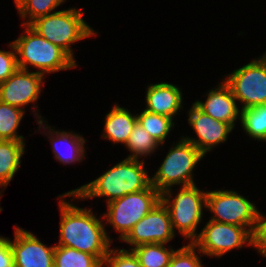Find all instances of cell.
Instances as JSON below:
<instances>
[{
    "instance_id": "1",
    "label": "cell",
    "mask_w": 266,
    "mask_h": 267,
    "mask_svg": "<svg viewBox=\"0 0 266 267\" xmlns=\"http://www.w3.org/2000/svg\"><path fill=\"white\" fill-rule=\"evenodd\" d=\"M57 198H59L60 234L56 245L89 253L103 264L113 243L106 230L103 215L99 214L101 216L98 218L91 208L76 206L73 203L76 194L72 190L58 195Z\"/></svg>"
},
{
    "instance_id": "2",
    "label": "cell",
    "mask_w": 266,
    "mask_h": 267,
    "mask_svg": "<svg viewBox=\"0 0 266 267\" xmlns=\"http://www.w3.org/2000/svg\"><path fill=\"white\" fill-rule=\"evenodd\" d=\"M142 159L125 158L101 173L96 179L72 189L76 200L104 197L106 203L129 193L145 190L151 184V176Z\"/></svg>"
},
{
    "instance_id": "3",
    "label": "cell",
    "mask_w": 266,
    "mask_h": 267,
    "mask_svg": "<svg viewBox=\"0 0 266 267\" xmlns=\"http://www.w3.org/2000/svg\"><path fill=\"white\" fill-rule=\"evenodd\" d=\"M24 34L12 41L19 69L31 70L45 76L78 67L63 49L40 36L29 25H22Z\"/></svg>"
},
{
    "instance_id": "4",
    "label": "cell",
    "mask_w": 266,
    "mask_h": 267,
    "mask_svg": "<svg viewBox=\"0 0 266 267\" xmlns=\"http://www.w3.org/2000/svg\"><path fill=\"white\" fill-rule=\"evenodd\" d=\"M83 8H67L37 18L29 26L40 36L63 49L76 63L71 45L89 37L97 36L84 16Z\"/></svg>"
},
{
    "instance_id": "5",
    "label": "cell",
    "mask_w": 266,
    "mask_h": 267,
    "mask_svg": "<svg viewBox=\"0 0 266 267\" xmlns=\"http://www.w3.org/2000/svg\"><path fill=\"white\" fill-rule=\"evenodd\" d=\"M181 186L173 193L172 188L161 193V202L168 209L173 232L180 234L192 243L200 234L199 224L203 222V210H206L207 191L196 186ZM175 195V197L173 196Z\"/></svg>"
},
{
    "instance_id": "6",
    "label": "cell",
    "mask_w": 266,
    "mask_h": 267,
    "mask_svg": "<svg viewBox=\"0 0 266 267\" xmlns=\"http://www.w3.org/2000/svg\"><path fill=\"white\" fill-rule=\"evenodd\" d=\"M205 156L191 143L180 136L173 142L158 170L151 175V185L160 193L175 186L196 184L194 171Z\"/></svg>"
},
{
    "instance_id": "7",
    "label": "cell",
    "mask_w": 266,
    "mask_h": 267,
    "mask_svg": "<svg viewBox=\"0 0 266 267\" xmlns=\"http://www.w3.org/2000/svg\"><path fill=\"white\" fill-rule=\"evenodd\" d=\"M161 201V193L151 184L142 191L129 193L107 203L103 213L105 226L111 225L122 240L132 227Z\"/></svg>"
},
{
    "instance_id": "8",
    "label": "cell",
    "mask_w": 266,
    "mask_h": 267,
    "mask_svg": "<svg viewBox=\"0 0 266 267\" xmlns=\"http://www.w3.org/2000/svg\"><path fill=\"white\" fill-rule=\"evenodd\" d=\"M222 189L207 190L206 209L212 214L210 220L246 227L253 233L259 211L257 204L235 190Z\"/></svg>"
},
{
    "instance_id": "9",
    "label": "cell",
    "mask_w": 266,
    "mask_h": 267,
    "mask_svg": "<svg viewBox=\"0 0 266 267\" xmlns=\"http://www.w3.org/2000/svg\"><path fill=\"white\" fill-rule=\"evenodd\" d=\"M223 81L241 110L266 104V61L261 56L225 75Z\"/></svg>"
},
{
    "instance_id": "10",
    "label": "cell",
    "mask_w": 266,
    "mask_h": 267,
    "mask_svg": "<svg viewBox=\"0 0 266 267\" xmlns=\"http://www.w3.org/2000/svg\"><path fill=\"white\" fill-rule=\"evenodd\" d=\"M206 257L221 258L242 247H252V233L246 227L208 220L192 242Z\"/></svg>"
},
{
    "instance_id": "11",
    "label": "cell",
    "mask_w": 266,
    "mask_h": 267,
    "mask_svg": "<svg viewBox=\"0 0 266 267\" xmlns=\"http://www.w3.org/2000/svg\"><path fill=\"white\" fill-rule=\"evenodd\" d=\"M43 78H45V75L35 70L30 72V70L18 68L7 80L0 84V101L22 110L32 104V113L37 122L44 120V117L38 112L40 109L37 105L42 93V84H45Z\"/></svg>"
},
{
    "instance_id": "12",
    "label": "cell",
    "mask_w": 266,
    "mask_h": 267,
    "mask_svg": "<svg viewBox=\"0 0 266 267\" xmlns=\"http://www.w3.org/2000/svg\"><path fill=\"white\" fill-rule=\"evenodd\" d=\"M177 234L173 232L168 209L160 201L146 216L139 220L121 240L134 247L162 243L169 244Z\"/></svg>"
},
{
    "instance_id": "13",
    "label": "cell",
    "mask_w": 266,
    "mask_h": 267,
    "mask_svg": "<svg viewBox=\"0 0 266 267\" xmlns=\"http://www.w3.org/2000/svg\"><path fill=\"white\" fill-rule=\"evenodd\" d=\"M188 110L187 121L197 137H182L191 142L206 157L208 152L228 140V136L234 128L228 123L218 121L205 114L194 103Z\"/></svg>"
},
{
    "instance_id": "14",
    "label": "cell",
    "mask_w": 266,
    "mask_h": 267,
    "mask_svg": "<svg viewBox=\"0 0 266 267\" xmlns=\"http://www.w3.org/2000/svg\"><path fill=\"white\" fill-rule=\"evenodd\" d=\"M14 227V239H10L14 267H54L55 244L47 246L32 232Z\"/></svg>"
},
{
    "instance_id": "15",
    "label": "cell",
    "mask_w": 266,
    "mask_h": 267,
    "mask_svg": "<svg viewBox=\"0 0 266 267\" xmlns=\"http://www.w3.org/2000/svg\"><path fill=\"white\" fill-rule=\"evenodd\" d=\"M37 123L39 125L37 130L42 129L40 130V134L44 130L42 134L47 136L50 141L54 159L62 165H73L76 162L81 163L83 158H87L85 154L87 149L85 148V143L87 139L82 134L73 132V130L71 132L62 129L56 130V126L51 127L47 120H41ZM46 130L48 131L46 132Z\"/></svg>"
},
{
    "instance_id": "16",
    "label": "cell",
    "mask_w": 266,
    "mask_h": 267,
    "mask_svg": "<svg viewBox=\"0 0 266 267\" xmlns=\"http://www.w3.org/2000/svg\"><path fill=\"white\" fill-rule=\"evenodd\" d=\"M205 95V101L195 100L193 103L205 114L235 128L237 119L240 122L241 109L229 86L222 80Z\"/></svg>"
},
{
    "instance_id": "17",
    "label": "cell",
    "mask_w": 266,
    "mask_h": 267,
    "mask_svg": "<svg viewBox=\"0 0 266 267\" xmlns=\"http://www.w3.org/2000/svg\"><path fill=\"white\" fill-rule=\"evenodd\" d=\"M145 110L175 118L183 109V92L173 83L163 82L147 85Z\"/></svg>"
},
{
    "instance_id": "18",
    "label": "cell",
    "mask_w": 266,
    "mask_h": 267,
    "mask_svg": "<svg viewBox=\"0 0 266 267\" xmlns=\"http://www.w3.org/2000/svg\"><path fill=\"white\" fill-rule=\"evenodd\" d=\"M104 119L101 139L125 146L137 122V114L115 103Z\"/></svg>"
},
{
    "instance_id": "19",
    "label": "cell",
    "mask_w": 266,
    "mask_h": 267,
    "mask_svg": "<svg viewBox=\"0 0 266 267\" xmlns=\"http://www.w3.org/2000/svg\"><path fill=\"white\" fill-rule=\"evenodd\" d=\"M25 145V141L0 140V186L4 189L19 171Z\"/></svg>"
},
{
    "instance_id": "20",
    "label": "cell",
    "mask_w": 266,
    "mask_h": 267,
    "mask_svg": "<svg viewBox=\"0 0 266 267\" xmlns=\"http://www.w3.org/2000/svg\"><path fill=\"white\" fill-rule=\"evenodd\" d=\"M141 111L137 113V122L157 141L162 149L169 133L175 128L174 119L151 113L145 109Z\"/></svg>"
},
{
    "instance_id": "21",
    "label": "cell",
    "mask_w": 266,
    "mask_h": 267,
    "mask_svg": "<svg viewBox=\"0 0 266 267\" xmlns=\"http://www.w3.org/2000/svg\"><path fill=\"white\" fill-rule=\"evenodd\" d=\"M151 243L132 248L141 267H168L175 252L169 244Z\"/></svg>"
},
{
    "instance_id": "22",
    "label": "cell",
    "mask_w": 266,
    "mask_h": 267,
    "mask_svg": "<svg viewBox=\"0 0 266 267\" xmlns=\"http://www.w3.org/2000/svg\"><path fill=\"white\" fill-rule=\"evenodd\" d=\"M157 141L138 123L134 125L125 145L130 152L126 158L140 160L150 157L159 148ZM144 157V158H143Z\"/></svg>"
},
{
    "instance_id": "23",
    "label": "cell",
    "mask_w": 266,
    "mask_h": 267,
    "mask_svg": "<svg viewBox=\"0 0 266 267\" xmlns=\"http://www.w3.org/2000/svg\"><path fill=\"white\" fill-rule=\"evenodd\" d=\"M240 123L249 138L266 142V104L241 110Z\"/></svg>"
},
{
    "instance_id": "24",
    "label": "cell",
    "mask_w": 266,
    "mask_h": 267,
    "mask_svg": "<svg viewBox=\"0 0 266 267\" xmlns=\"http://www.w3.org/2000/svg\"><path fill=\"white\" fill-rule=\"evenodd\" d=\"M25 114V110L0 101V140L25 141L26 138L18 134Z\"/></svg>"
},
{
    "instance_id": "25",
    "label": "cell",
    "mask_w": 266,
    "mask_h": 267,
    "mask_svg": "<svg viewBox=\"0 0 266 267\" xmlns=\"http://www.w3.org/2000/svg\"><path fill=\"white\" fill-rule=\"evenodd\" d=\"M54 267H103V264L89 253L55 245Z\"/></svg>"
},
{
    "instance_id": "26",
    "label": "cell",
    "mask_w": 266,
    "mask_h": 267,
    "mask_svg": "<svg viewBox=\"0 0 266 267\" xmlns=\"http://www.w3.org/2000/svg\"><path fill=\"white\" fill-rule=\"evenodd\" d=\"M65 1L67 0H26L17 10L19 17L25 20L21 25H30L37 18L56 12Z\"/></svg>"
},
{
    "instance_id": "27",
    "label": "cell",
    "mask_w": 266,
    "mask_h": 267,
    "mask_svg": "<svg viewBox=\"0 0 266 267\" xmlns=\"http://www.w3.org/2000/svg\"><path fill=\"white\" fill-rule=\"evenodd\" d=\"M202 256L204 255L198 248L193 243L188 242L175 250L168 267H205L202 264Z\"/></svg>"
},
{
    "instance_id": "28",
    "label": "cell",
    "mask_w": 266,
    "mask_h": 267,
    "mask_svg": "<svg viewBox=\"0 0 266 267\" xmlns=\"http://www.w3.org/2000/svg\"><path fill=\"white\" fill-rule=\"evenodd\" d=\"M103 267H141L132 250L112 247L104 259Z\"/></svg>"
},
{
    "instance_id": "29",
    "label": "cell",
    "mask_w": 266,
    "mask_h": 267,
    "mask_svg": "<svg viewBox=\"0 0 266 267\" xmlns=\"http://www.w3.org/2000/svg\"><path fill=\"white\" fill-rule=\"evenodd\" d=\"M8 48L11 50H0V84L18 69L16 50L12 41L8 44Z\"/></svg>"
},
{
    "instance_id": "30",
    "label": "cell",
    "mask_w": 266,
    "mask_h": 267,
    "mask_svg": "<svg viewBox=\"0 0 266 267\" xmlns=\"http://www.w3.org/2000/svg\"><path fill=\"white\" fill-rule=\"evenodd\" d=\"M252 247L260 255L266 250V214L258 211L255 228L252 233Z\"/></svg>"
},
{
    "instance_id": "31",
    "label": "cell",
    "mask_w": 266,
    "mask_h": 267,
    "mask_svg": "<svg viewBox=\"0 0 266 267\" xmlns=\"http://www.w3.org/2000/svg\"><path fill=\"white\" fill-rule=\"evenodd\" d=\"M0 267H14L10 238L0 235Z\"/></svg>"
},
{
    "instance_id": "32",
    "label": "cell",
    "mask_w": 266,
    "mask_h": 267,
    "mask_svg": "<svg viewBox=\"0 0 266 267\" xmlns=\"http://www.w3.org/2000/svg\"><path fill=\"white\" fill-rule=\"evenodd\" d=\"M25 1L26 0H14V3L16 5L15 8L18 10Z\"/></svg>"
},
{
    "instance_id": "33",
    "label": "cell",
    "mask_w": 266,
    "mask_h": 267,
    "mask_svg": "<svg viewBox=\"0 0 266 267\" xmlns=\"http://www.w3.org/2000/svg\"><path fill=\"white\" fill-rule=\"evenodd\" d=\"M4 190H6V189H4L2 186H0V198L2 197V192L4 191ZM1 200V199H0ZM3 211V209H2V207H0V212H2Z\"/></svg>"
},
{
    "instance_id": "34",
    "label": "cell",
    "mask_w": 266,
    "mask_h": 267,
    "mask_svg": "<svg viewBox=\"0 0 266 267\" xmlns=\"http://www.w3.org/2000/svg\"><path fill=\"white\" fill-rule=\"evenodd\" d=\"M261 57L266 61V52Z\"/></svg>"
},
{
    "instance_id": "35",
    "label": "cell",
    "mask_w": 266,
    "mask_h": 267,
    "mask_svg": "<svg viewBox=\"0 0 266 267\" xmlns=\"http://www.w3.org/2000/svg\"><path fill=\"white\" fill-rule=\"evenodd\" d=\"M261 255L262 257H266V250Z\"/></svg>"
}]
</instances>
